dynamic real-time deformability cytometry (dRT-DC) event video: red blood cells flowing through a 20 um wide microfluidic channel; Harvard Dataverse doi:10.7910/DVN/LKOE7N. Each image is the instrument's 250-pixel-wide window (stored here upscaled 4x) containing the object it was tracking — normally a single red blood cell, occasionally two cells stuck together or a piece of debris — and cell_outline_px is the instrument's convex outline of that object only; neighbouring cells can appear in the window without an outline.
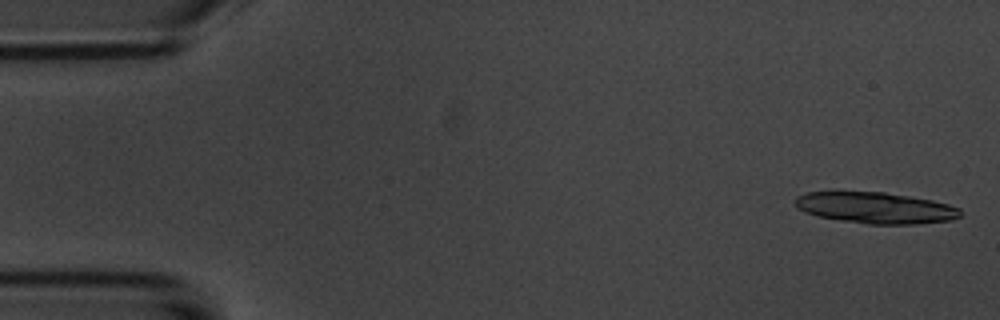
{"species": "common noctule bat (a hibernating species)", "species_latin": "Nyctalus noctula", "temperature_condition": "room temperature", "stored_images_in_passage": 4, "camera_frame_rate_fps": 3000, "um_per_image_px": 0.085, "animal": {"sex": "male", "body_mass_g": 20.1, "forearm_length_mm": 53.5}, "frame": {"image": 1, "passage_image": 1, "time_ms": 0.0, "image_size_px": [1000, 320], "cell_outline_px": [[960, 216], [952, 220], [916, 224], [868, 224], [840, 220], [820, 216], [804, 212], [796, 208], [792, 200], [796, 196], [808, 192], [828, 188], [832, 188], [884, 192], [932, 200], [948, 204], [960, 208]], "centroid_in_image_um": [74.28, 17.61], "position_along_channel_um": 10.7, "area_um2": 31.21}}